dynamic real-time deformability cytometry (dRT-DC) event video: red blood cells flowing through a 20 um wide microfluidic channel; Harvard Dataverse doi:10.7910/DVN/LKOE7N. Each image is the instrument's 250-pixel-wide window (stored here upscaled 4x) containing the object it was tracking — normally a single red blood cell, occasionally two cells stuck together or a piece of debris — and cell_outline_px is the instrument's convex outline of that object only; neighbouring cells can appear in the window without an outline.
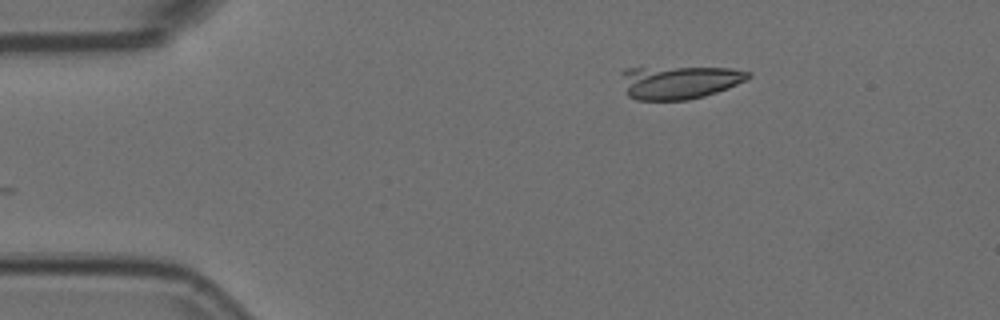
{"species": "Egyptian fruit bat (a non-hibernating species)", "species_latin": "Rousettus aegyptiacus", "temperature_condition": "room temperature", "stored_images_in_passage": 2, "camera_frame_rate_fps": 3000, "um_per_image_px": 0.085, "animal": {"sex": "female"}, "frame": {"image": 1, "passage_image": 2, "time_ms": 0.333, "image_size_px": [1000, 320], "cell_outline_px": [[752, 76], [728, 88], [704, 96], [688, 100], [636, 100], [628, 96], [620, 72], [624, 68], [732, 68], [752, 72]], "centroid_in_image_um": [57.72, 6.99], "position_along_channel_um": 27.3, "area_um2": 24.39}}